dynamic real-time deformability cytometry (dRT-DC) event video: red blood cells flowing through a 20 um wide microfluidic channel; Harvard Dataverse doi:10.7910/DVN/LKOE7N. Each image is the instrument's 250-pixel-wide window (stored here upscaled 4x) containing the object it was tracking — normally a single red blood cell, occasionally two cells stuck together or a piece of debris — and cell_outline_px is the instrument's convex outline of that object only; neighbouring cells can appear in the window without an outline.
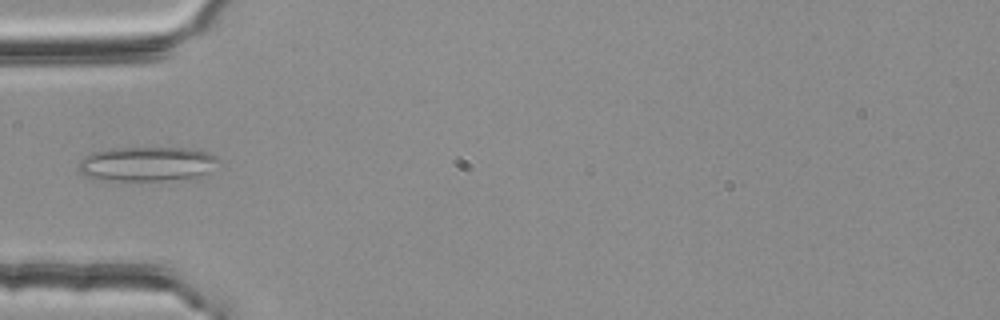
{"species": "common noctule bat (a hibernating species)", "species_latin": "Nyctalus noctula", "temperature_condition": "room temperature", "stored_images_in_passage": 37, "camera_frame_rate_fps": 3000, "um_per_image_px": 0.085, "animal": {"sex": "female", "body_mass_g": 25.1}, "frame": {"image": 1, "passage_image": 1, "time_ms": 0.0, "image_size_px": [1000, 320], "cell_outline_px": [[220, 160], [208, 172], [196, 180], [96, 180], [80, 172], [76, 168], [76, 164], [88, 152], [112, 148], [188, 148], [208, 152], [216, 156]], "centroid_in_image_um": [12.48, 13.94], "position_along_channel_um": 72.5, "area_um2": 28.84}}
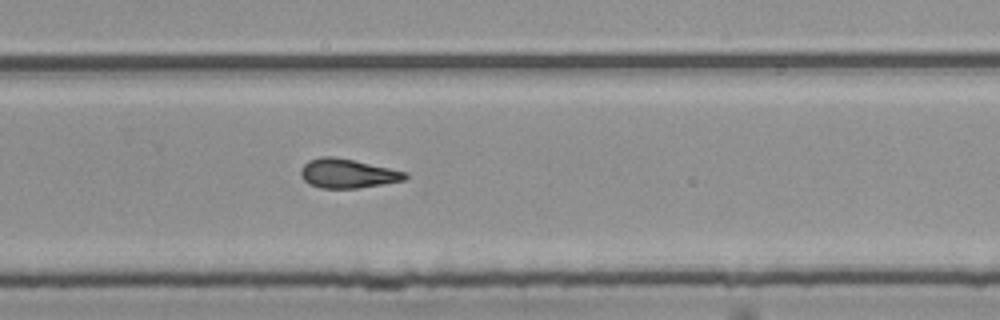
{"frame": {"image": 2, "passage_image": 19, "time_ms": 6.0, "image_size_px": [1000, 320], "cell_outline_px": [[408, 176], [404, 180], [356, 188], [320, 188], [308, 184], [300, 176], [300, 168], [308, 160], [320, 156], [332, 156], [352, 160], [408, 172]], "centroid_in_image_um": [29.48, 14.74], "position_along_channel_um": 300.3, "area_um2": 17.69}}
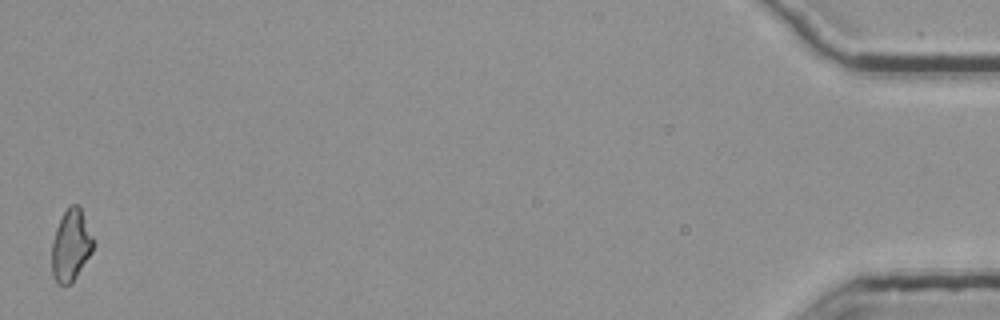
{"frame": {"image": 3, "passage_image": 37, "time_ms": 12.0, "image_size_px": [1000, 320], "cell_outline_px": [[96, 240], [92, 252], [72, 284], [60, 284], [52, 276], [52, 240], [56, 228], [68, 204], [76, 204], [80, 208]], "centroid_in_image_um": [6.05, 20.85], "position_along_channel_um": 429.1, "area_um2": 17.51}}